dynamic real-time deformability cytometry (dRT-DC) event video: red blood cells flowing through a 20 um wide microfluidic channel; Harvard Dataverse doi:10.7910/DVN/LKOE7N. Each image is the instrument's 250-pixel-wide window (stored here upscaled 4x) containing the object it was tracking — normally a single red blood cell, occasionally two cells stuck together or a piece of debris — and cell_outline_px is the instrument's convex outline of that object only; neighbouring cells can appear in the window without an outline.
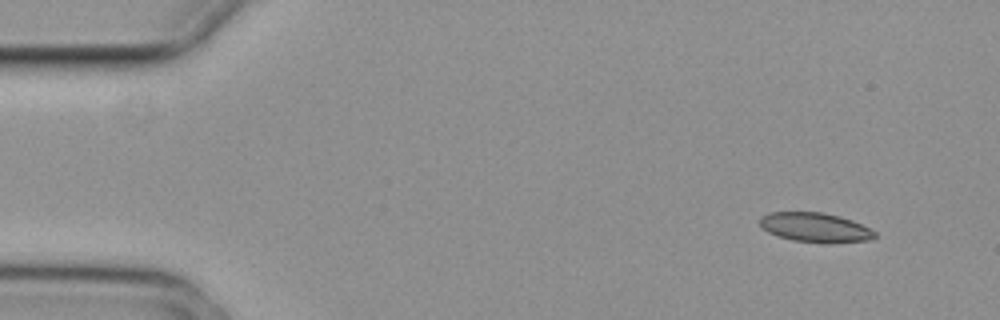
{"species": "common noctule bat (a hibernating species)", "species_latin": "Nyctalus noctula", "temperature_condition": "cold", "stored_images_in_passage": 4, "camera_frame_rate_fps": 3000, "um_per_image_px": 0.085, "animal": {"sex": "female", "body_mass_g": 29.2, "forearm_length_mm": 56.3}, "frame": {"image": 1, "passage_image": 1, "time_ms": 0.0, "image_size_px": [1000, 320], "cell_outline_px": [[876, 236], [868, 240], [832, 244], [824, 244], [792, 240], [776, 236], [768, 232], [760, 224], [760, 216], [768, 212], [824, 212], [840, 216], [852, 220], [876, 232]], "centroid_in_image_um": [69.28, 19.34], "position_along_channel_um": 15.7, "area_um2": 20.0}}
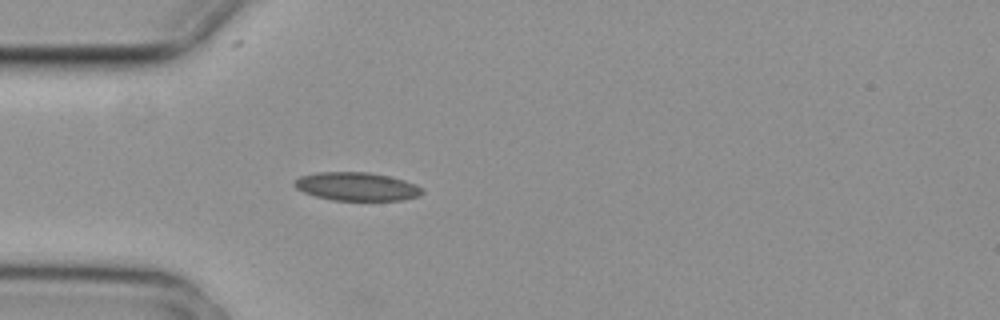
{"frame": {"image": 2, "passage_image": 4, "time_ms": 1.0, "image_size_px": [1000, 320], "cell_outline_px": [[424, 192], [420, 196], [404, 200], [332, 200], [316, 196], [304, 192], [296, 188], [292, 184], [292, 180], [300, 176], [316, 172], [368, 172], [388, 176], [404, 180], [416, 184]], "centroid_in_image_um": [30.29, 15.85], "position_along_channel_um": 54.7, "area_um2": 21.21}}